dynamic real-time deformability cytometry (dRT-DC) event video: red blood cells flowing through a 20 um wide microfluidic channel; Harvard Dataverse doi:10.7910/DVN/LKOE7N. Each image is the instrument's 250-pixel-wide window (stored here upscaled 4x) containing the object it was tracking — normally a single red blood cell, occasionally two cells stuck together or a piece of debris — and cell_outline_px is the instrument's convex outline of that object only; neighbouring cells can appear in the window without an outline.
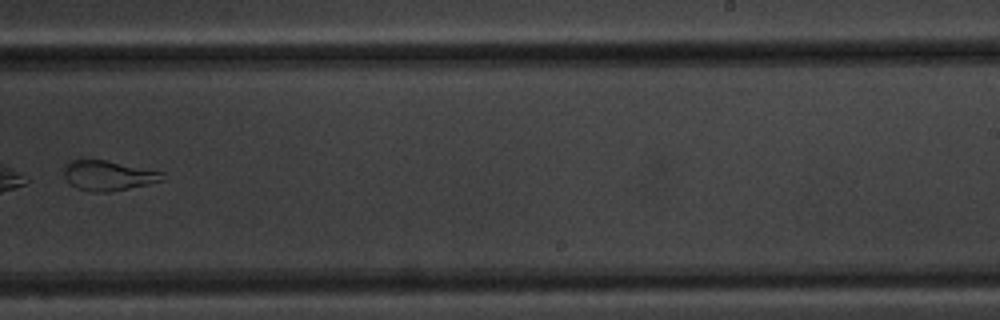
{"species": "common noctule bat (a hibernating species)", "species_latin": "Nyctalus noctula", "temperature_condition": "warm", "stored_images_in_passage": 8, "camera_frame_rate_fps": 3000, "um_per_image_px": 0.085, "animal": {"sex": "male", "body_mass_g": 20.1, "forearm_length_mm": 53.5}, "frame": {"image": 1, "passage_image": 7, "time_ms": 7.0, "image_size_px": [1000, 320], "cell_outline_px": [[164, 180], [148, 184], [108, 192], [92, 192], [76, 188], [64, 176], [64, 168], [72, 160], [104, 160], [164, 172]], "centroid_in_image_um": [9.22, 14.93], "position_along_channel_um": 279.8, "area_um2": 16.88}}
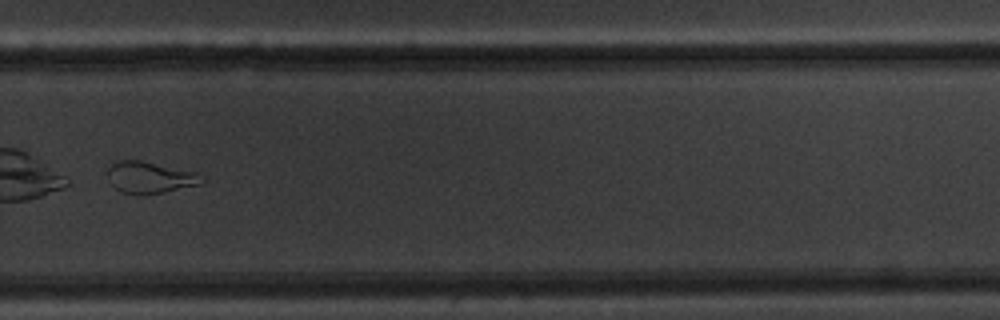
{"frame": {"image": 2, "passage_image": 8, "time_ms": 8.0, "image_size_px": [1000, 320], "cell_outline_px": [[208, 180], [200, 184], [164, 192], [140, 196], [120, 192], [108, 180], [108, 168], [112, 164], [120, 160], [140, 160], [200, 172]], "centroid_in_image_um": [12.8, 15.09], "position_along_channel_um": 317.0, "area_um2": 17.8}}